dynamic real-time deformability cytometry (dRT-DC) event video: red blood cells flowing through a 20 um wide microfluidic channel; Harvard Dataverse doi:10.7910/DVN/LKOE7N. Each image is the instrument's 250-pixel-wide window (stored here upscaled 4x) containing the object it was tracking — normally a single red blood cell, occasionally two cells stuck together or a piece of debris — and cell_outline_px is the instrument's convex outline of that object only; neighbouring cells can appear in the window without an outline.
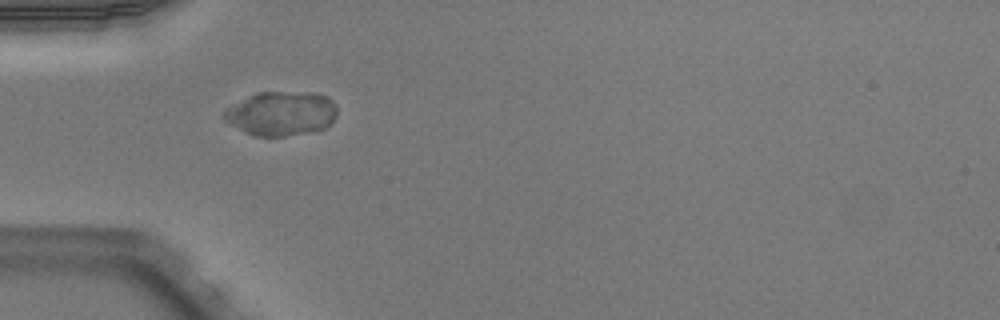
{"species": "Egyptian fruit bat (a non-hibernating species)", "species_latin": "Rousettus aegyptiacus", "temperature_condition": "warm", "stored_images_in_passage": 36, "camera_frame_rate_fps": 3000, "um_per_image_px": 0.085, "animal": {"sex": "male"}, "frame": {"image": 1, "passage_image": 1, "time_ms": 0.0, "image_size_px": [1000, 320], "cell_outline_px": [[336, 116], [324, 128], [284, 136], [252, 136], [224, 120], [224, 108], [256, 92], [316, 92], [328, 96], [336, 104]], "centroid_in_image_um": [23.89, 9.62], "position_along_channel_um": 61.1, "area_um2": 29.13}}
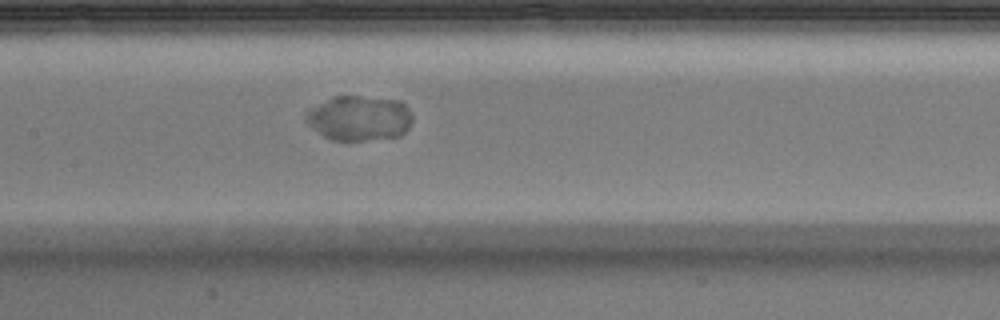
{"frame": {"image": 2, "passage_image": 10, "time_ms": 3.0, "image_size_px": [1000, 320], "cell_outline_px": [[412, 120], [408, 128], [400, 136], [364, 140], [332, 140], [324, 136], [308, 124], [308, 112], [332, 96], [356, 96], [400, 100], [408, 108], [412, 116]], "centroid_in_image_um": [30.6, 10.04], "position_along_channel_um": 176.8, "area_um2": 27.4}}
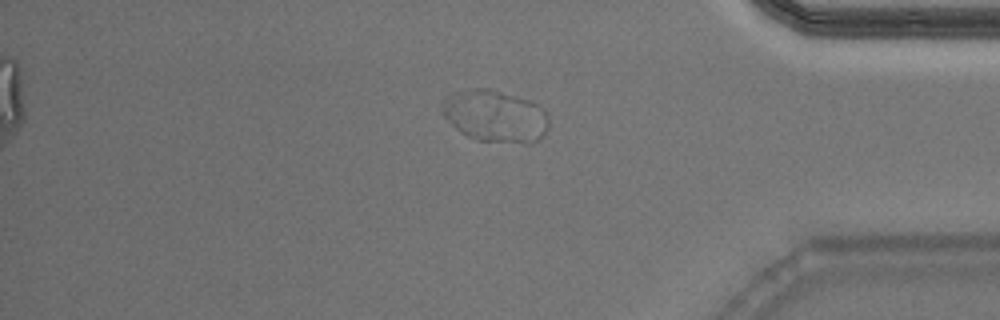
{"frame": {"image": 3, "passage_image": 28, "time_ms": 9.0, "image_size_px": [1000, 320], "cell_outline_px": [[548, 128], [536, 140], [528, 144], [524, 144], [476, 140], [460, 132], [440, 112], [440, 104], [444, 96], [456, 92], [472, 88], [488, 88], [528, 100], [536, 104], [548, 116]], "centroid_in_image_um": [42.03, 9.87], "position_along_channel_um": 393.2, "area_um2": 32.37}}